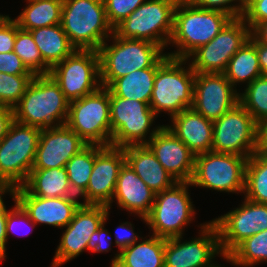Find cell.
Here are the masks:
<instances>
[{
	"mask_svg": "<svg viewBox=\"0 0 267 267\" xmlns=\"http://www.w3.org/2000/svg\"><path fill=\"white\" fill-rule=\"evenodd\" d=\"M232 17L218 10L201 9L189 0H179L174 10L173 33L169 45L172 58L187 59L196 49L212 41Z\"/></svg>",
	"mask_w": 267,
	"mask_h": 267,
	"instance_id": "obj_1",
	"label": "cell"
},
{
	"mask_svg": "<svg viewBox=\"0 0 267 267\" xmlns=\"http://www.w3.org/2000/svg\"><path fill=\"white\" fill-rule=\"evenodd\" d=\"M69 101L50 75H35L13 108L15 121L41 129L64 125Z\"/></svg>",
	"mask_w": 267,
	"mask_h": 267,
	"instance_id": "obj_2",
	"label": "cell"
},
{
	"mask_svg": "<svg viewBox=\"0 0 267 267\" xmlns=\"http://www.w3.org/2000/svg\"><path fill=\"white\" fill-rule=\"evenodd\" d=\"M61 25L78 50L98 51L113 34L103 0H63Z\"/></svg>",
	"mask_w": 267,
	"mask_h": 267,
	"instance_id": "obj_3",
	"label": "cell"
},
{
	"mask_svg": "<svg viewBox=\"0 0 267 267\" xmlns=\"http://www.w3.org/2000/svg\"><path fill=\"white\" fill-rule=\"evenodd\" d=\"M109 38L112 43L108 45L105 41L98 49L103 87L135 70L152 67L165 54L159 45L150 41L125 39L114 32Z\"/></svg>",
	"mask_w": 267,
	"mask_h": 267,
	"instance_id": "obj_4",
	"label": "cell"
},
{
	"mask_svg": "<svg viewBox=\"0 0 267 267\" xmlns=\"http://www.w3.org/2000/svg\"><path fill=\"white\" fill-rule=\"evenodd\" d=\"M187 61L168 57L157 68L149 103L157 117L160 112H167L171 118L192 108L195 72Z\"/></svg>",
	"mask_w": 267,
	"mask_h": 267,
	"instance_id": "obj_5",
	"label": "cell"
},
{
	"mask_svg": "<svg viewBox=\"0 0 267 267\" xmlns=\"http://www.w3.org/2000/svg\"><path fill=\"white\" fill-rule=\"evenodd\" d=\"M41 128L14 121L0 141V183L8 190L22 186L35 160Z\"/></svg>",
	"mask_w": 267,
	"mask_h": 267,
	"instance_id": "obj_6",
	"label": "cell"
},
{
	"mask_svg": "<svg viewBox=\"0 0 267 267\" xmlns=\"http://www.w3.org/2000/svg\"><path fill=\"white\" fill-rule=\"evenodd\" d=\"M179 0H146L127 18L113 28L125 39L146 40L163 50L173 33L174 10Z\"/></svg>",
	"mask_w": 267,
	"mask_h": 267,
	"instance_id": "obj_7",
	"label": "cell"
},
{
	"mask_svg": "<svg viewBox=\"0 0 267 267\" xmlns=\"http://www.w3.org/2000/svg\"><path fill=\"white\" fill-rule=\"evenodd\" d=\"M65 124L87 145L111 146L110 90L101 86L69 102Z\"/></svg>",
	"mask_w": 267,
	"mask_h": 267,
	"instance_id": "obj_8",
	"label": "cell"
},
{
	"mask_svg": "<svg viewBox=\"0 0 267 267\" xmlns=\"http://www.w3.org/2000/svg\"><path fill=\"white\" fill-rule=\"evenodd\" d=\"M156 118L149 104L117 97L110 91L111 146L146 144L163 126L151 129Z\"/></svg>",
	"mask_w": 267,
	"mask_h": 267,
	"instance_id": "obj_9",
	"label": "cell"
},
{
	"mask_svg": "<svg viewBox=\"0 0 267 267\" xmlns=\"http://www.w3.org/2000/svg\"><path fill=\"white\" fill-rule=\"evenodd\" d=\"M191 182H177L172 188L156 193L146 224L161 238L184 236V228L194 220L195 208L188 191Z\"/></svg>",
	"mask_w": 267,
	"mask_h": 267,
	"instance_id": "obj_10",
	"label": "cell"
},
{
	"mask_svg": "<svg viewBox=\"0 0 267 267\" xmlns=\"http://www.w3.org/2000/svg\"><path fill=\"white\" fill-rule=\"evenodd\" d=\"M247 158L214 151L195 156L192 186L210 190L243 193Z\"/></svg>",
	"mask_w": 267,
	"mask_h": 267,
	"instance_id": "obj_11",
	"label": "cell"
},
{
	"mask_svg": "<svg viewBox=\"0 0 267 267\" xmlns=\"http://www.w3.org/2000/svg\"><path fill=\"white\" fill-rule=\"evenodd\" d=\"M259 124L240 104L213 121L211 151L235 154L247 159L258 152Z\"/></svg>",
	"mask_w": 267,
	"mask_h": 267,
	"instance_id": "obj_12",
	"label": "cell"
},
{
	"mask_svg": "<svg viewBox=\"0 0 267 267\" xmlns=\"http://www.w3.org/2000/svg\"><path fill=\"white\" fill-rule=\"evenodd\" d=\"M49 75L69 102L91 94L102 86L98 51L75 49L53 66Z\"/></svg>",
	"mask_w": 267,
	"mask_h": 267,
	"instance_id": "obj_13",
	"label": "cell"
},
{
	"mask_svg": "<svg viewBox=\"0 0 267 267\" xmlns=\"http://www.w3.org/2000/svg\"><path fill=\"white\" fill-rule=\"evenodd\" d=\"M250 35L251 30L242 17L232 18L212 41L196 49L187 58L188 63L195 73H224L229 60Z\"/></svg>",
	"mask_w": 267,
	"mask_h": 267,
	"instance_id": "obj_14",
	"label": "cell"
},
{
	"mask_svg": "<svg viewBox=\"0 0 267 267\" xmlns=\"http://www.w3.org/2000/svg\"><path fill=\"white\" fill-rule=\"evenodd\" d=\"M200 226L199 237L191 238L190 241H183V236L165 239V267H219V264L213 263L215 255L226 260L221 251L216 225L210 220Z\"/></svg>",
	"mask_w": 267,
	"mask_h": 267,
	"instance_id": "obj_15",
	"label": "cell"
},
{
	"mask_svg": "<svg viewBox=\"0 0 267 267\" xmlns=\"http://www.w3.org/2000/svg\"><path fill=\"white\" fill-rule=\"evenodd\" d=\"M211 221L218 229L221 251L226 258L245 239L267 230V204L244 198L239 207Z\"/></svg>",
	"mask_w": 267,
	"mask_h": 267,
	"instance_id": "obj_16",
	"label": "cell"
},
{
	"mask_svg": "<svg viewBox=\"0 0 267 267\" xmlns=\"http://www.w3.org/2000/svg\"><path fill=\"white\" fill-rule=\"evenodd\" d=\"M108 212L107 206L81 204L73 219L64 227L51 267H60L85 250L88 251L87 244L91 235L102 225Z\"/></svg>",
	"mask_w": 267,
	"mask_h": 267,
	"instance_id": "obj_17",
	"label": "cell"
},
{
	"mask_svg": "<svg viewBox=\"0 0 267 267\" xmlns=\"http://www.w3.org/2000/svg\"><path fill=\"white\" fill-rule=\"evenodd\" d=\"M126 162L124 148L95 145V163L86 191L80 196L83 205L108 206L112 201L117 178ZM84 199V200H83Z\"/></svg>",
	"mask_w": 267,
	"mask_h": 267,
	"instance_id": "obj_18",
	"label": "cell"
},
{
	"mask_svg": "<svg viewBox=\"0 0 267 267\" xmlns=\"http://www.w3.org/2000/svg\"><path fill=\"white\" fill-rule=\"evenodd\" d=\"M239 103V92L224 73H195L192 108L215 121Z\"/></svg>",
	"mask_w": 267,
	"mask_h": 267,
	"instance_id": "obj_19",
	"label": "cell"
},
{
	"mask_svg": "<svg viewBox=\"0 0 267 267\" xmlns=\"http://www.w3.org/2000/svg\"><path fill=\"white\" fill-rule=\"evenodd\" d=\"M86 145L66 124L42 129L32 169L63 168Z\"/></svg>",
	"mask_w": 267,
	"mask_h": 267,
	"instance_id": "obj_20",
	"label": "cell"
},
{
	"mask_svg": "<svg viewBox=\"0 0 267 267\" xmlns=\"http://www.w3.org/2000/svg\"><path fill=\"white\" fill-rule=\"evenodd\" d=\"M17 202L37 224L64 229L73 219L74 213L82 204L80 197H38L29 194L22 186L12 190Z\"/></svg>",
	"mask_w": 267,
	"mask_h": 267,
	"instance_id": "obj_21",
	"label": "cell"
},
{
	"mask_svg": "<svg viewBox=\"0 0 267 267\" xmlns=\"http://www.w3.org/2000/svg\"><path fill=\"white\" fill-rule=\"evenodd\" d=\"M164 169L177 182H191L195 155L165 125L146 143Z\"/></svg>",
	"mask_w": 267,
	"mask_h": 267,
	"instance_id": "obj_22",
	"label": "cell"
},
{
	"mask_svg": "<svg viewBox=\"0 0 267 267\" xmlns=\"http://www.w3.org/2000/svg\"><path fill=\"white\" fill-rule=\"evenodd\" d=\"M155 195L156 193L125 162L119 172L112 201L107 207L110 210L111 204L116 199L118 207L127 210L130 214H136L146 223Z\"/></svg>",
	"mask_w": 267,
	"mask_h": 267,
	"instance_id": "obj_23",
	"label": "cell"
},
{
	"mask_svg": "<svg viewBox=\"0 0 267 267\" xmlns=\"http://www.w3.org/2000/svg\"><path fill=\"white\" fill-rule=\"evenodd\" d=\"M165 125L196 156L211 151L213 143V121L206 119L193 108L183 110L170 118Z\"/></svg>",
	"mask_w": 267,
	"mask_h": 267,
	"instance_id": "obj_24",
	"label": "cell"
},
{
	"mask_svg": "<svg viewBox=\"0 0 267 267\" xmlns=\"http://www.w3.org/2000/svg\"><path fill=\"white\" fill-rule=\"evenodd\" d=\"M123 148L126 163L155 193L172 188L177 183L146 144L129 145Z\"/></svg>",
	"mask_w": 267,
	"mask_h": 267,
	"instance_id": "obj_25",
	"label": "cell"
},
{
	"mask_svg": "<svg viewBox=\"0 0 267 267\" xmlns=\"http://www.w3.org/2000/svg\"><path fill=\"white\" fill-rule=\"evenodd\" d=\"M164 247L165 238L156 235H149L148 239L141 237L115 254L110 267H165Z\"/></svg>",
	"mask_w": 267,
	"mask_h": 267,
	"instance_id": "obj_26",
	"label": "cell"
},
{
	"mask_svg": "<svg viewBox=\"0 0 267 267\" xmlns=\"http://www.w3.org/2000/svg\"><path fill=\"white\" fill-rule=\"evenodd\" d=\"M165 53L152 67L135 70L115 79L107 88L117 97L149 104L157 68L168 58Z\"/></svg>",
	"mask_w": 267,
	"mask_h": 267,
	"instance_id": "obj_27",
	"label": "cell"
},
{
	"mask_svg": "<svg viewBox=\"0 0 267 267\" xmlns=\"http://www.w3.org/2000/svg\"><path fill=\"white\" fill-rule=\"evenodd\" d=\"M22 187L38 197H78L72 192L65 167L32 169Z\"/></svg>",
	"mask_w": 267,
	"mask_h": 267,
	"instance_id": "obj_28",
	"label": "cell"
},
{
	"mask_svg": "<svg viewBox=\"0 0 267 267\" xmlns=\"http://www.w3.org/2000/svg\"><path fill=\"white\" fill-rule=\"evenodd\" d=\"M30 32L43 61L50 68L63 61L75 50L61 24L37 28Z\"/></svg>",
	"mask_w": 267,
	"mask_h": 267,
	"instance_id": "obj_29",
	"label": "cell"
},
{
	"mask_svg": "<svg viewBox=\"0 0 267 267\" xmlns=\"http://www.w3.org/2000/svg\"><path fill=\"white\" fill-rule=\"evenodd\" d=\"M224 74L235 89L238 83H247L248 86L255 78L262 75L256 51V39L252 35L229 60Z\"/></svg>",
	"mask_w": 267,
	"mask_h": 267,
	"instance_id": "obj_30",
	"label": "cell"
},
{
	"mask_svg": "<svg viewBox=\"0 0 267 267\" xmlns=\"http://www.w3.org/2000/svg\"><path fill=\"white\" fill-rule=\"evenodd\" d=\"M27 5L14 20L21 29L34 30L61 24L63 0H26Z\"/></svg>",
	"mask_w": 267,
	"mask_h": 267,
	"instance_id": "obj_31",
	"label": "cell"
},
{
	"mask_svg": "<svg viewBox=\"0 0 267 267\" xmlns=\"http://www.w3.org/2000/svg\"><path fill=\"white\" fill-rule=\"evenodd\" d=\"M244 198L267 204V155L253 153L246 163Z\"/></svg>",
	"mask_w": 267,
	"mask_h": 267,
	"instance_id": "obj_32",
	"label": "cell"
},
{
	"mask_svg": "<svg viewBox=\"0 0 267 267\" xmlns=\"http://www.w3.org/2000/svg\"><path fill=\"white\" fill-rule=\"evenodd\" d=\"M95 163V145H86L65 165L72 192L80 197L87 188Z\"/></svg>",
	"mask_w": 267,
	"mask_h": 267,
	"instance_id": "obj_33",
	"label": "cell"
},
{
	"mask_svg": "<svg viewBox=\"0 0 267 267\" xmlns=\"http://www.w3.org/2000/svg\"><path fill=\"white\" fill-rule=\"evenodd\" d=\"M226 259L227 262L240 267H253V265L267 262V230L245 239Z\"/></svg>",
	"mask_w": 267,
	"mask_h": 267,
	"instance_id": "obj_34",
	"label": "cell"
},
{
	"mask_svg": "<svg viewBox=\"0 0 267 267\" xmlns=\"http://www.w3.org/2000/svg\"><path fill=\"white\" fill-rule=\"evenodd\" d=\"M13 51L34 75H49L51 68L43 61L31 32L21 29L17 23Z\"/></svg>",
	"mask_w": 267,
	"mask_h": 267,
	"instance_id": "obj_35",
	"label": "cell"
},
{
	"mask_svg": "<svg viewBox=\"0 0 267 267\" xmlns=\"http://www.w3.org/2000/svg\"><path fill=\"white\" fill-rule=\"evenodd\" d=\"M244 89L239 91V103L260 124L267 119V75L255 78Z\"/></svg>",
	"mask_w": 267,
	"mask_h": 267,
	"instance_id": "obj_36",
	"label": "cell"
},
{
	"mask_svg": "<svg viewBox=\"0 0 267 267\" xmlns=\"http://www.w3.org/2000/svg\"><path fill=\"white\" fill-rule=\"evenodd\" d=\"M35 75H12L0 72V106L14 108Z\"/></svg>",
	"mask_w": 267,
	"mask_h": 267,
	"instance_id": "obj_37",
	"label": "cell"
},
{
	"mask_svg": "<svg viewBox=\"0 0 267 267\" xmlns=\"http://www.w3.org/2000/svg\"><path fill=\"white\" fill-rule=\"evenodd\" d=\"M106 17L109 24L114 28L123 19L127 18L146 0H103Z\"/></svg>",
	"mask_w": 267,
	"mask_h": 267,
	"instance_id": "obj_38",
	"label": "cell"
},
{
	"mask_svg": "<svg viewBox=\"0 0 267 267\" xmlns=\"http://www.w3.org/2000/svg\"><path fill=\"white\" fill-rule=\"evenodd\" d=\"M8 193L11 195L12 199L14 200L15 206L13 208L9 209V211L7 212V221H6V228H5L7 241H8V238L10 237L9 234L10 233L18 234V232L20 231V227L22 225H25L24 227L29 226L32 229H33V227L36 226V224L30 219V216L28 215V213L17 202L14 193L12 191H8ZM29 233L30 232L26 231V233H23V234L21 233V236H23L24 234L27 235Z\"/></svg>",
	"mask_w": 267,
	"mask_h": 267,
	"instance_id": "obj_39",
	"label": "cell"
},
{
	"mask_svg": "<svg viewBox=\"0 0 267 267\" xmlns=\"http://www.w3.org/2000/svg\"><path fill=\"white\" fill-rule=\"evenodd\" d=\"M201 9L218 10L232 18L242 17L246 0H189ZM235 2H238L237 4Z\"/></svg>",
	"mask_w": 267,
	"mask_h": 267,
	"instance_id": "obj_40",
	"label": "cell"
},
{
	"mask_svg": "<svg viewBox=\"0 0 267 267\" xmlns=\"http://www.w3.org/2000/svg\"><path fill=\"white\" fill-rule=\"evenodd\" d=\"M242 18L251 31L259 23L267 21V0H246Z\"/></svg>",
	"mask_w": 267,
	"mask_h": 267,
	"instance_id": "obj_41",
	"label": "cell"
},
{
	"mask_svg": "<svg viewBox=\"0 0 267 267\" xmlns=\"http://www.w3.org/2000/svg\"><path fill=\"white\" fill-rule=\"evenodd\" d=\"M109 215L110 212L107 213L104 222L98 228V230L91 235L90 240L87 244L88 251L93 253H105L110 251L112 245V236L110 235V232L104 227L106 221L109 219Z\"/></svg>",
	"mask_w": 267,
	"mask_h": 267,
	"instance_id": "obj_42",
	"label": "cell"
},
{
	"mask_svg": "<svg viewBox=\"0 0 267 267\" xmlns=\"http://www.w3.org/2000/svg\"><path fill=\"white\" fill-rule=\"evenodd\" d=\"M0 72L12 75H34L14 53H0Z\"/></svg>",
	"mask_w": 267,
	"mask_h": 267,
	"instance_id": "obj_43",
	"label": "cell"
},
{
	"mask_svg": "<svg viewBox=\"0 0 267 267\" xmlns=\"http://www.w3.org/2000/svg\"><path fill=\"white\" fill-rule=\"evenodd\" d=\"M16 37V21L9 15L0 23V53L13 51Z\"/></svg>",
	"mask_w": 267,
	"mask_h": 267,
	"instance_id": "obj_44",
	"label": "cell"
},
{
	"mask_svg": "<svg viewBox=\"0 0 267 267\" xmlns=\"http://www.w3.org/2000/svg\"><path fill=\"white\" fill-rule=\"evenodd\" d=\"M132 225L131 222H123L115 230V244L119 248V253L141 239V237L134 232V226Z\"/></svg>",
	"mask_w": 267,
	"mask_h": 267,
	"instance_id": "obj_45",
	"label": "cell"
},
{
	"mask_svg": "<svg viewBox=\"0 0 267 267\" xmlns=\"http://www.w3.org/2000/svg\"><path fill=\"white\" fill-rule=\"evenodd\" d=\"M4 194H8V191L6 193H3L0 195V261L2 262L4 259H6V243L7 236H6V221H7V210L6 205L4 204V200L2 197H4Z\"/></svg>",
	"mask_w": 267,
	"mask_h": 267,
	"instance_id": "obj_46",
	"label": "cell"
},
{
	"mask_svg": "<svg viewBox=\"0 0 267 267\" xmlns=\"http://www.w3.org/2000/svg\"><path fill=\"white\" fill-rule=\"evenodd\" d=\"M15 121L14 110L8 106H0V141L7 135Z\"/></svg>",
	"mask_w": 267,
	"mask_h": 267,
	"instance_id": "obj_47",
	"label": "cell"
},
{
	"mask_svg": "<svg viewBox=\"0 0 267 267\" xmlns=\"http://www.w3.org/2000/svg\"><path fill=\"white\" fill-rule=\"evenodd\" d=\"M258 152L267 155V119L259 124Z\"/></svg>",
	"mask_w": 267,
	"mask_h": 267,
	"instance_id": "obj_48",
	"label": "cell"
},
{
	"mask_svg": "<svg viewBox=\"0 0 267 267\" xmlns=\"http://www.w3.org/2000/svg\"><path fill=\"white\" fill-rule=\"evenodd\" d=\"M256 51L258 54L261 74L267 75V44H262L256 40Z\"/></svg>",
	"mask_w": 267,
	"mask_h": 267,
	"instance_id": "obj_49",
	"label": "cell"
},
{
	"mask_svg": "<svg viewBox=\"0 0 267 267\" xmlns=\"http://www.w3.org/2000/svg\"><path fill=\"white\" fill-rule=\"evenodd\" d=\"M251 35L260 43L267 44V21L259 23L252 31Z\"/></svg>",
	"mask_w": 267,
	"mask_h": 267,
	"instance_id": "obj_50",
	"label": "cell"
},
{
	"mask_svg": "<svg viewBox=\"0 0 267 267\" xmlns=\"http://www.w3.org/2000/svg\"><path fill=\"white\" fill-rule=\"evenodd\" d=\"M7 16H8V15H3V14L1 15V14H0V23H1Z\"/></svg>",
	"mask_w": 267,
	"mask_h": 267,
	"instance_id": "obj_51",
	"label": "cell"
},
{
	"mask_svg": "<svg viewBox=\"0 0 267 267\" xmlns=\"http://www.w3.org/2000/svg\"><path fill=\"white\" fill-rule=\"evenodd\" d=\"M8 190L6 188H0V195L6 193Z\"/></svg>",
	"mask_w": 267,
	"mask_h": 267,
	"instance_id": "obj_52",
	"label": "cell"
}]
</instances>
